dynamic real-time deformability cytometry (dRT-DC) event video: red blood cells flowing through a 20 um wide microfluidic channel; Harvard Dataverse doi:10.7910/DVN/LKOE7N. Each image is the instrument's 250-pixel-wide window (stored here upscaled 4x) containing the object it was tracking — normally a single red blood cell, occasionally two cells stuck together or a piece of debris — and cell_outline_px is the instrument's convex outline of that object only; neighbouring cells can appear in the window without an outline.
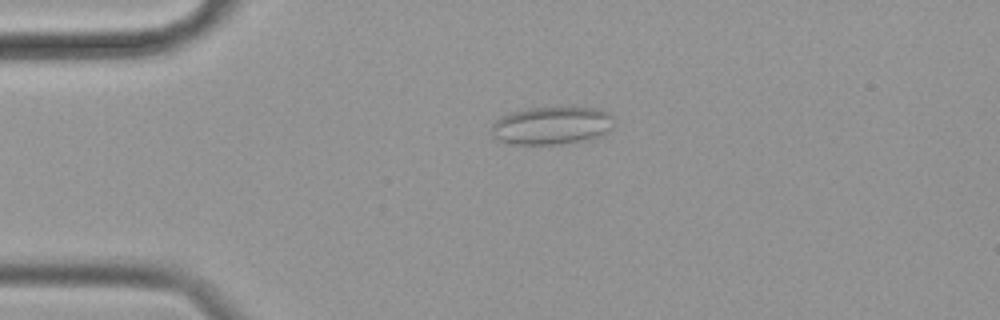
{"species": "common noctule bat (a hibernating species)", "species_latin": "Nyctalus noctula", "temperature_condition": "cold", "stored_images_in_passage": 58, "camera_frame_rate_fps": 3000, "um_per_image_px": 0.085, "animal": {"sex": "female", "body_mass_g": 19.9}, "frame": {"image": 1, "passage_image": 13, "time_ms": 4.0, "image_size_px": [1000, 320], "cell_outline_px": [[612, 128], [604, 136], [556, 144], [512, 144], [500, 140], [492, 136], [492, 124], [496, 120], [512, 112], [528, 108], [596, 108], [608, 112], [612, 116]], "centroid_in_image_um": [46.91, 10.67], "position_along_channel_um": 38.1, "area_um2": 26.7}}
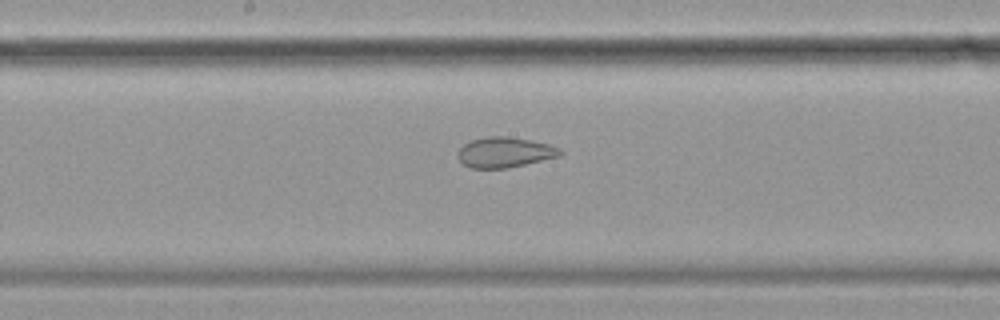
{"frame": {"image": 2, "passage_image": 30, "time_ms": 9.667, "image_size_px": [1000, 320], "cell_outline_px": [[564, 152], [560, 156], [508, 168], [472, 168], [464, 164], [456, 156], [460, 148], [464, 144], [472, 140], [488, 136], [508, 136], [548, 144], [560, 148]], "centroid_in_image_um": [42.91, 12.95], "position_along_channel_um": 205.3, "area_um2": 17.98}}
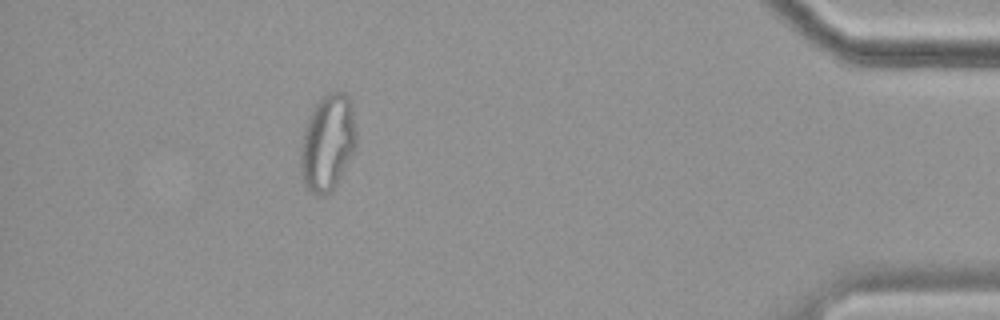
{"frame": {"image": 3, "passage_image": 52, "time_ms": 17.0, "image_size_px": [1000, 320], "cell_outline_px": [[356, 148], [332, 192], [324, 196], [320, 196], [312, 192], [304, 184], [300, 172], [300, 148], [304, 128], [316, 104], [328, 92], [344, 92], [348, 96], [352, 104], [356, 132]], "centroid_in_image_um": [27.85, 12.16], "position_along_channel_um": 407.3, "area_um2": 31.39}, "authors_computed_cell_mechanics": {"area_um2": 26.2123, "velocity_mm_per_s": 3.4605, "shape_relaxation_time_tau1_ms": null, "shape_relaxation_time_tau2_ms": 1.3062, "deformation_change_tau1": null, "deformation_change_tau2": 0.0622}}